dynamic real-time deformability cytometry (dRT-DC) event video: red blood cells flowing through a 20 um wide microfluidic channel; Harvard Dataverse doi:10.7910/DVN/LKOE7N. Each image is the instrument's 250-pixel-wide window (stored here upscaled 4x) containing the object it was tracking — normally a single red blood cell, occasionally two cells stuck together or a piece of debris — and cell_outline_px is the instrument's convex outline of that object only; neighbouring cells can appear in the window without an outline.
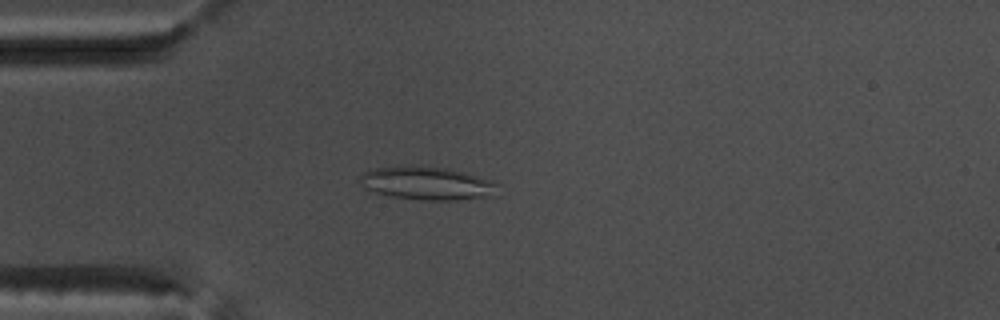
{"species": "common noctule bat (a hibernating species)", "species_latin": "Nyctalus noctula", "temperature_condition": "warm", "stored_images_in_passage": 54, "camera_frame_rate_fps": 3000, "um_per_image_px": 0.085, "animal": {"sex": "male", "body_mass_g": 17.5, "forearm_length_mm": 52.3}, "frame": {"image": 1, "passage_image": 15, "time_ms": 4.667, "image_size_px": [1000, 320], "cell_outline_px": [[500, 184], [496, 196], [456, 200], [420, 200], [392, 196], [376, 192], [364, 188], [356, 180], [364, 172], [376, 168], [448, 168], [492, 180]], "centroid_in_image_um": [36.37, 15.62], "position_along_channel_um": 48.6, "area_um2": 26.18}}
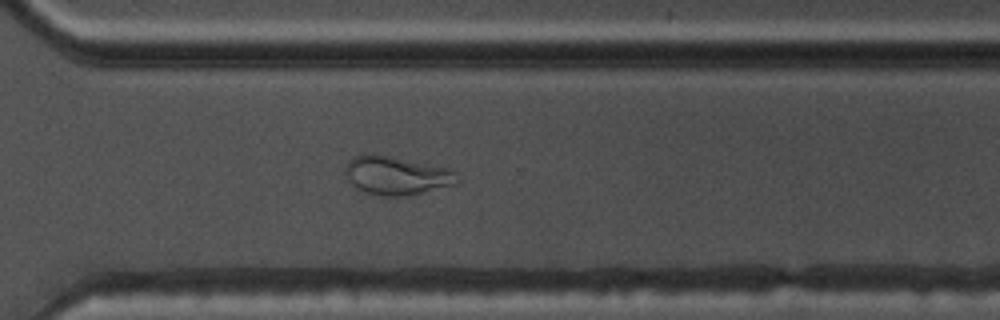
{"frame": {"image": 2, "passage_image": 39, "time_ms": 12.667, "image_size_px": [1000, 320], "cell_outline_px": [[460, 180], [456, 184], [408, 196], [384, 196], [368, 192], [356, 188], [348, 180], [344, 172], [344, 168], [348, 160], [356, 156], [368, 152], [372, 152], [448, 168]], "centroid_in_image_um": [33.65, 14.9], "position_along_channel_um": 336.9, "area_um2": 25.2}}
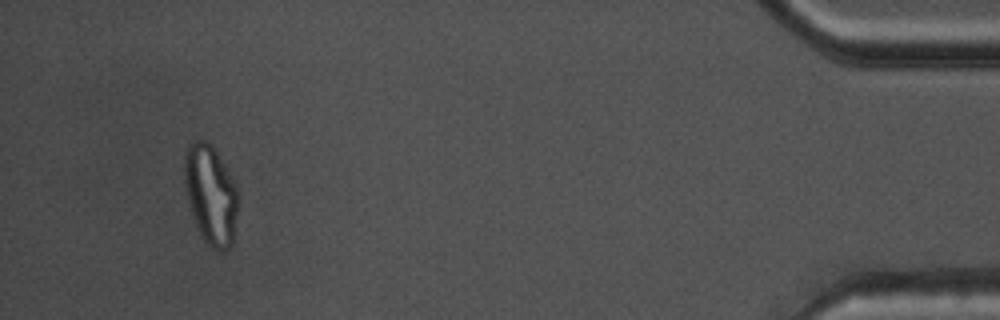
{"frame": {"image": 3, "passage_image": 51, "time_ms": 16.667, "image_size_px": [1000, 320], "cell_outline_px": [[240, 200], [232, 244], [224, 252], [220, 252], [212, 248], [204, 240], [196, 224], [188, 200], [184, 184], [184, 152], [188, 144], [196, 140], [204, 140], [212, 144], [236, 184], [240, 192]], "centroid_in_image_um": [17.94, 16.53], "position_along_channel_um": 417.3, "area_um2": 31.56}, "authors_computed_cell_mechanics": {"area_um2": 27.0504, "velocity_mm_per_s": 3.7813, "shape_relaxation_time_tau1_ms": null, "shape_relaxation_time_tau2_ms": 1.8296, "deformation_change_tau1": null, "deformation_change_tau2": 0.0948}}